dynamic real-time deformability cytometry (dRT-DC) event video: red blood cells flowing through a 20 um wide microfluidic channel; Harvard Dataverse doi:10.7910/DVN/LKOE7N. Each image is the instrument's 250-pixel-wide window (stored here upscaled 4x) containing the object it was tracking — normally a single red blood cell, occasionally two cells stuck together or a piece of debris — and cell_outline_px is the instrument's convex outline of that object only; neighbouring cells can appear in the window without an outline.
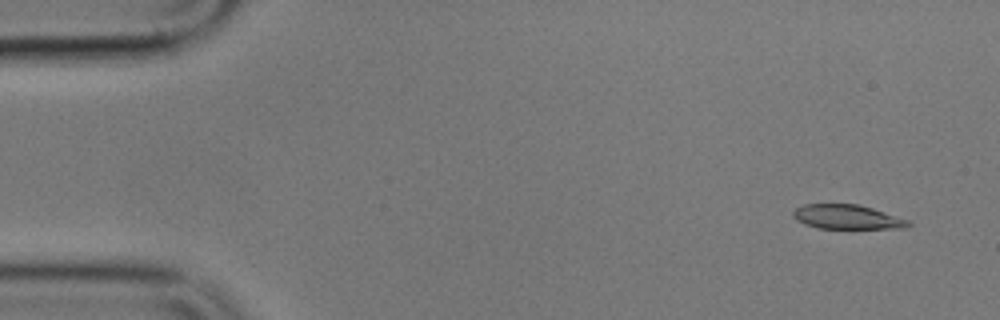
{"species": "common noctule bat (a hibernating species)", "species_latin": "Nyctalus noctula", "temperature_condition": "cold", "stored_images_in_passage": 54, "camera_frame_rate_fps": 3000, "um_per_image_px": 0.085, "animal": {"sex": "male", "body_mass_g": 17.9}, "frame": {"image": 1, "passage_image": 2, "time_ms": 0.333, "image_size_px": [1000, 320], "cell_outline_px": [[912, 224], [908, 228], [820, 228], [804, 224], [796, 220], [792, 216], [792, 212], [796, 208], [804, 204], [860, 204], [908, 220]], "centroid_in_image_um": [71.98, 18.44], "position_along_channel_um": 13.0, "area_um2": 16.3}}
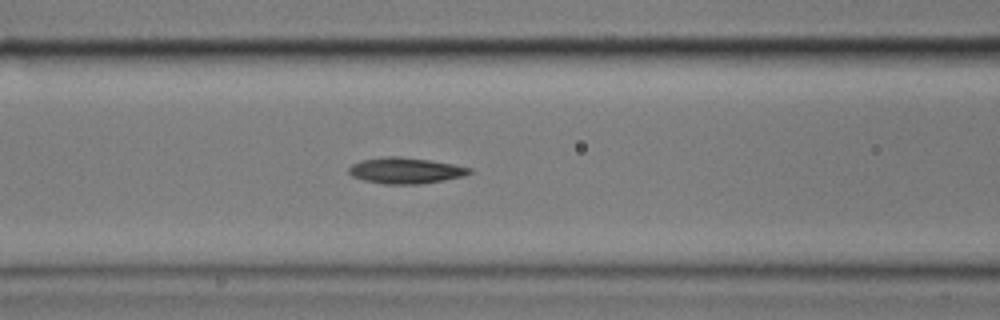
{"frame": {"image": 2, "passage_image": 21, "time_ms": 6.667, "image_size_px": [1000, 320], "cell_outline_px": [[472, 172], [464, 176], [444, 180], [420, 184], [384, 184], [364, 180], [352, 176], [348, 172], [348, 168], [352, 164], [360, 160], [384, 156], [400, 156], [428, 160], [452, 164], [472, 168]], "centroid_in_image_um": [34.45, 14.49], "position_along_channel_um": 132.2, "area_um2": 18.32}}
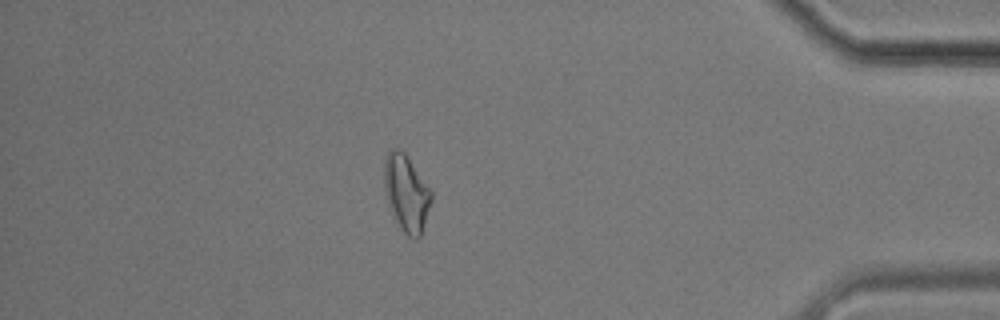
{"frame": {"image": 3, "passage_image": 47, "time_ms": 15.333, "image_size_px": [1000, 320], "cell_outline_px": [[432, 200], [420, 236], [416, 240], [408, 236], [400, 228], [392, 216], [388, 204], [384, 188], [384, 160], [388, 152], [392, 148], [400, 148], [404, 152], [432, 192]], "centroid_in_image_um": [34.52, 16.42], "position_along_channel_um": 400.7, "area_um2": 20.98}, "authors_computed_cell_mechanics": {"area_um2": 18.2359, "velocity_mm_per_s": 3.5686, "shape_relaxation_time_tau1_ms": 3.6842, "shape_relaxation_time_tau2_ms": 4.5349, "deformation_change_tau1": 0.1402, "deformation_change_tau2": 0.1188}}